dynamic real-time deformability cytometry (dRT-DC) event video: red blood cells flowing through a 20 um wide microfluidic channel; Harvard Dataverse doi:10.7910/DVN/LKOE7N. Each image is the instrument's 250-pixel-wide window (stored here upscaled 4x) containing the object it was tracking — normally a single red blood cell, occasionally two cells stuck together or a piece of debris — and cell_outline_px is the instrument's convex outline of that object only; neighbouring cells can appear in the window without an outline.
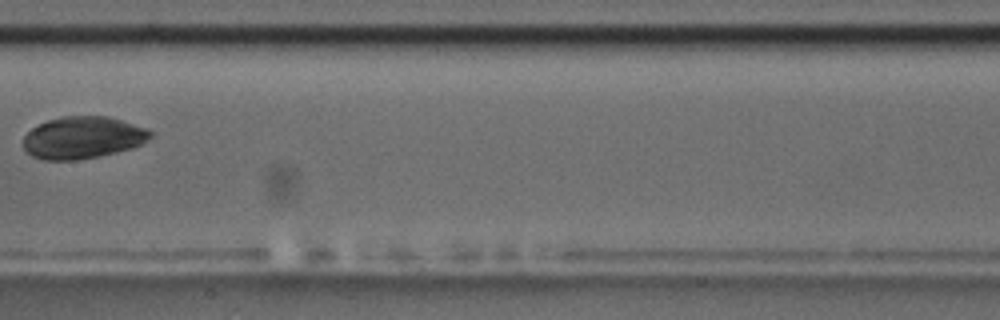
{"species": "common noctule bat (a hibernating species)", "species_latin": "Nyctalus noctula", "temperature_condition": "room temperature", "stored_images_in_passage": 4, "camera_frame_rate_fps": 3000, "um_per_image_px": 0.085, "animal": {"sex": "male", "body_mass_g": 17.5, "forearm_length_mm": 52.3}, "frame": {"image": 1, "passage_image": 4, "time_ms": 3.667, "image_size_px": [1000, 320], "cell_outline_px": [[152, 136], [148, 140], [132, 148], [116, 152], [76, 160], [44, 160], [32, 156], [24, 148], [24, 136], [32, 128], [48, 120], [64, 116], [108, 116], [148, 128], [152, 132]], "centroid_in_image_um": [7.05, 11.69], "position_along_channel_um": 200.3, "area_um2": 31.04}}